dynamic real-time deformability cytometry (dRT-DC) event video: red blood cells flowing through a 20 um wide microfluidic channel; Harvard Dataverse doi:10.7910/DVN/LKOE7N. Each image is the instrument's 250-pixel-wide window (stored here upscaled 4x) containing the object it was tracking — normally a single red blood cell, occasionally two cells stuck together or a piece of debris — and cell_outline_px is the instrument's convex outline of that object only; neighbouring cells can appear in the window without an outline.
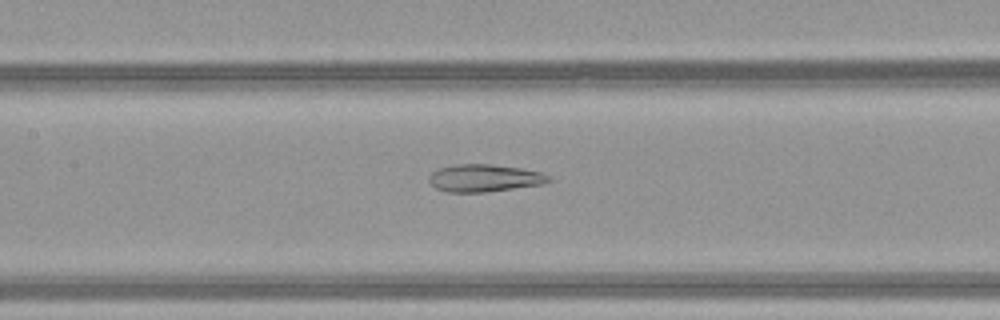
{"species": "common noctule bat (a hibernating species)", "species_latin": "Nyctalus noctula", "temperature_condition": "warm", "stored_images_in_passage": 52, "camera_frame_rate_fps": 3000, "um_per_image_px": 0.085, "animal": {"sex": "female", "body_mass_g": 21.9}, "frame": {"image": 1, "passage_image": 26, "time_ms": 8.333, "image_size_px": [1000, 320], "cell_outline_px": [[552, 180], [544, 184], [484, 192], [448, 192], [436, 188], [428, 180], [428, 176], [432, 172], [440, 168], [456, 164], [492, 164], [520, 168], [540, 172], [552, 176]], "centroid_in_image_um": [41.19, 15.13], "position_along_channel_um": 166.2, "area_um2": 19.13}}
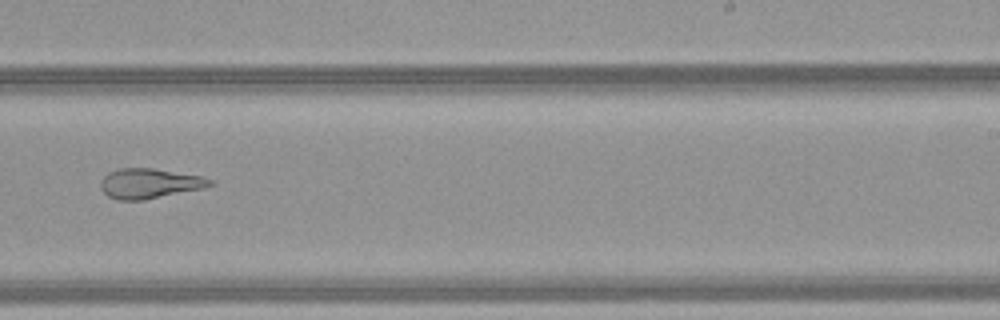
{"frame": {"image": 2, "passage_image": 34, "time_ms": 11.0, "image_size_px": [1000, 320], "cell_outline_px": [[216, 184], [204, 188], [144, 200], [116, 200], [108, 196], [100, 188], [100, 184], [104, 176], [108, 172], [120, 168], [152, 168], [200, 176], [212, 180]], "centroid_in_image_um": [12.7, 15.6], "position_along_channel_um": 276.3, "area_um2": 19.07}}
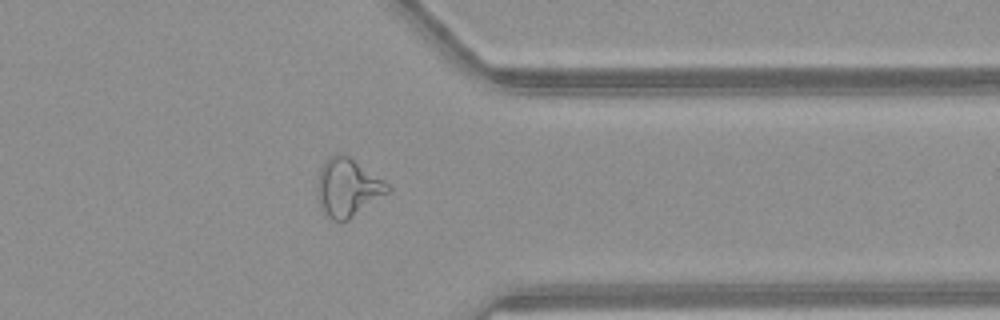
{"frame": {"image": 3, "passage_image": 42, "time_ms": 13.667, "image_size_px": [1000, 320], "cell_outline_px": [[392, 192], [348, 220], [332, 220], [320, 208], [316, 192], [316, 184], [320, 168], [324, 160], [336, 152], [340, 152], [348, 156], [388, 184], [392, 188]], "centroid_in_image_um": [29.54, 15.94], "position_along_channel_um": 381.9, "area_um2": 24.1}, "authors_computed_cell_mechanics": {"area_um2": 25.1141, "velocity_mm_per_s": 4.1517, "shape_relaxation_time_tau1_ms": null, "shape_relaxation_time_tau2_ms": 2.2751, "deformation_change_tau1": null, "deformation_change_tau2": 0.1164}}